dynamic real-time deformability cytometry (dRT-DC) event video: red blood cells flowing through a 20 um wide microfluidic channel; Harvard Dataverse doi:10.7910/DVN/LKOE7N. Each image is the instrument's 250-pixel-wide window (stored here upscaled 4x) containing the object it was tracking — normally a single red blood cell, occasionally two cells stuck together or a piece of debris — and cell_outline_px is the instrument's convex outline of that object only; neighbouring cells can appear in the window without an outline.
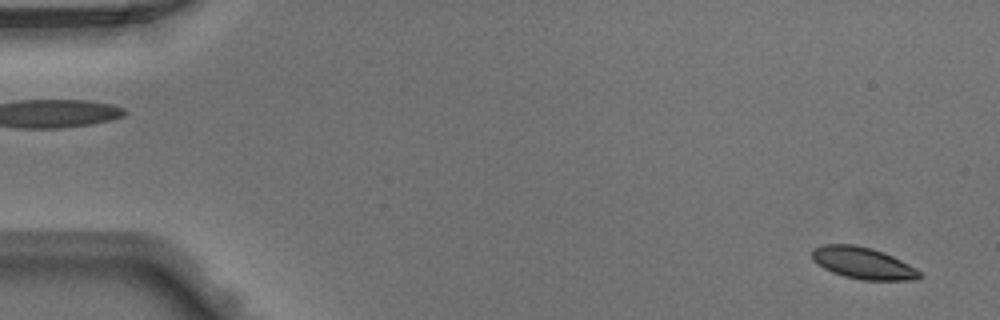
{"species": "Egyptian fruit bat (a non-hibernating species)", "species_latin": "Rousettus aegyptiacus", "temperature_condition": "warm", "stored_images_in_passage": 49, "camera_frame_rate_fps": 3000, "um_per_image_px": 0.085, "animal": {"sex": "male"}, "frame": {"image": 1, "passage_image": 2, "time_ms": 0.333, "image_size_px": [1000, 320], "cell_outline_px": [[924, 276], [916, 280], [864, 280], [844, 276], [832, 272], [824, 268], [812, 260], [812, 248], [824, 244], [856, 244], [872, 248], [884, 252], [916, 268]], "centroid_in_image_um": [73.35, 22.35], "position_along_channel_um": 11.6, "area_um2": 20.0}}
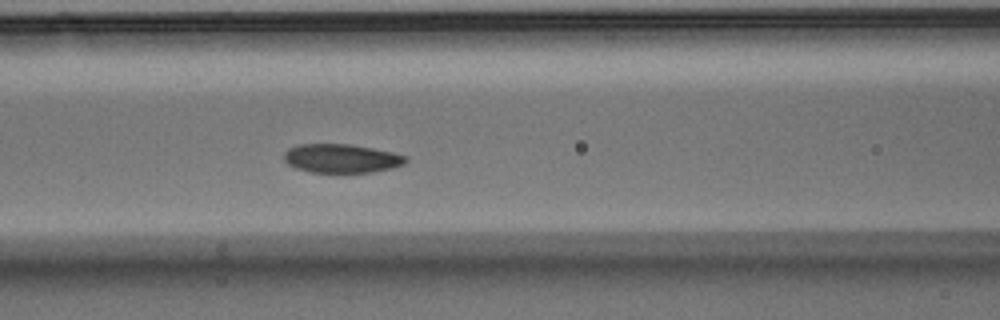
{"frame": {"image": 2, "passage_image": 21, "time_ms": 6.667, "image_size_px": [1000, 320], "cell_outline_px": [[408, 160], [404, 164], [392, 168], [372, 172], [312, 172], [296, 168], [288, 164], [284, 160], [284, 152], [288, 148], [296, 144], [348, 144], [372, 148], [392, 152], [408, 156]], "centroid_in_image_um": [29.02, 13.46], "position_along_channel_um": 137.6, "area_um2": 20.46}}
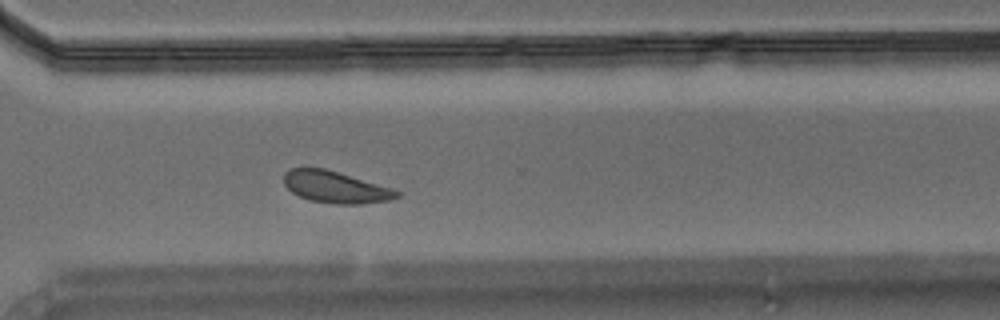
{"frame": {"image": 3, "passage_image": 36, "time_ms": 11.667, "image_size_px": [1000, 320], "cell_outline_px": [[400, 196], [392, 200], [360, 204], [336, 204], [308, 200], [292, 192], [284, 184], [284, 172], [288, 168], [324, 168], [392, 188], [400, 192]], "centroid_in_image_um": [28.51, 15.91], "position_along_channel_um": 342.1, "area_um2": 20.87}}